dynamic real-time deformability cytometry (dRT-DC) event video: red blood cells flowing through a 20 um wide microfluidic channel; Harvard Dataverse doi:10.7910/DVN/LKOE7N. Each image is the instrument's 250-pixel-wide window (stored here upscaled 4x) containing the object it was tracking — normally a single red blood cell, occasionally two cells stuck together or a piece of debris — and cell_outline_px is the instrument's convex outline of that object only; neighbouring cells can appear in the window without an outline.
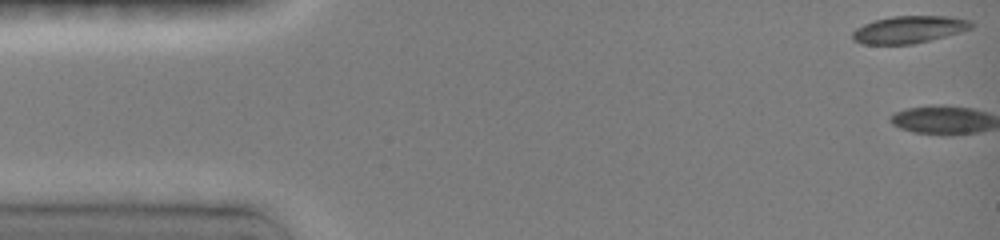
{"species": "common noctule bat (a hibernating species)", "species_latin": "Nyctalus noctula", "temperature_condition": "room temperature", "stored_images_in_passage": 3, "camera_frame_rate_fps": 3000, "um_per_image_px": 0.085, "animal": {"sex": "female", "body_mass_g": 19.0, "forearm_length_mm": 51.5}, "frame": {"image": 1, "passage_image": 1, "time_ms": 0.0, "image_size_px": [1000, 240], "cell_outline_px": [[976, 24], [972, 28], [960, 32], [912, 44], [860, 44], [852, 40], [852, 32], [856, 28], [864, 24], [876, 20], [896, 16], [948, 16], [972, 20]], "centroid_in_image_um": [77.28, 2.51], "position_along_channel_um": 7.7, "area_um2": 18.84}}